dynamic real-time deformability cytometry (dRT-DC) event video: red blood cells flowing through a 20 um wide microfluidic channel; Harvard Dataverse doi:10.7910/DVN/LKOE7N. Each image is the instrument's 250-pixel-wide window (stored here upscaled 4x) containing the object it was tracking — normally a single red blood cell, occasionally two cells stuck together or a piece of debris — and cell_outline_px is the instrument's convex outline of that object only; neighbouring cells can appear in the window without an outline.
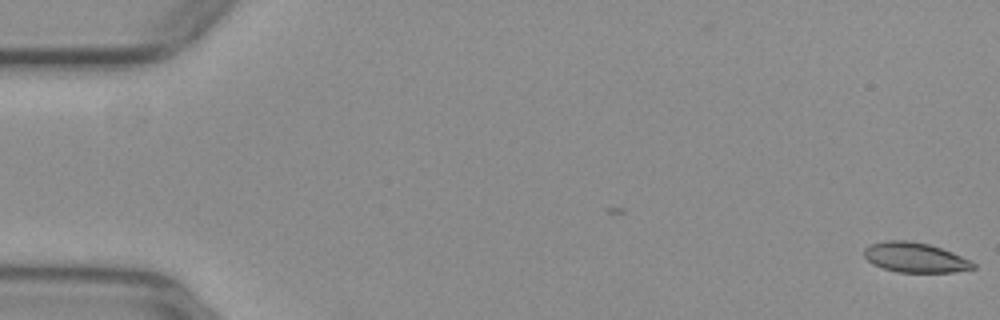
{"species": "common noctule bat (a hibernating species)", "species_latin": "Nyctalus noctula", "temperature_condition": "warm", "stored_images_in_passage": 44, "camera_frame_rate_fps": 3000, "um_per_image_px": 0.085, "animal": {"sex": "female", "body_mass_g": 29.2, "forearm_length_mm": 56.3}, "frame": {"image": 1, "passage_image": 1, "time_ms": 0.0, "image_size_px": [1000, 320], "cell_outline_px": [[976, 268], [952, 272], [896, 272], [872, 264], [864, 256], [864, 248], [872, 244], [888, 240], [908, 240], [928, 244], [952, 252], [972, 260], [976, 264]], "centroid_in_image_um": [77.8, 21.89], "position_along_channel_um": 7.2, "area_um2": 18.96}}
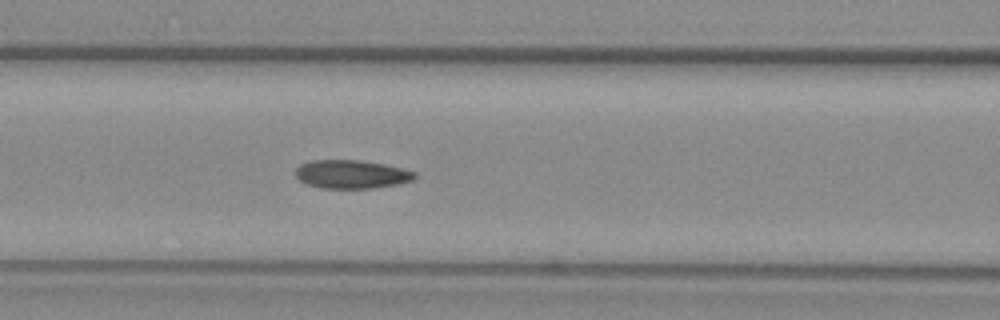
{"frame": {"image": 2, "passage_image": 23, "time_ms": 7.333, "image_size_px": [1000, 320], "cell_outline_px": [[416, 176], [412, 180], [400, 184], [372, 188], [320, 188], [304, 184], [296, 176], [296, 168], [300, 164], [312, 160], [360, 160], [384, 164], [416, 172]], "centroid_in_image_um": [29.86, 14.81], "position_along_channel_um": 136.7, "area_um2": 19.83}}
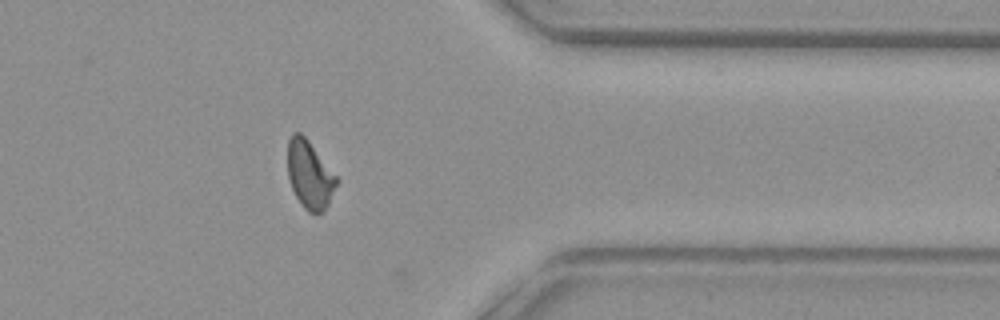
{"frame": {"image": 3, "passage_image": 43, "time_ms": 14.0, "image_size_px": [1000, 320], "cell_outline_px": [[340, 180], [324, 212], [308, 212], [300, 204], [292, 188], [288, 176], [288, 140], [292, 132], [300, 132], [308, 140]], "centroid_in_image_um": [26.33, 14.85], "position_along_channel_um": 385.1, "area_um2": 19.36}, "authors_computed_cell_mechanics": {"area_um2": 19.8832, "velocity_mm_per_s": 3.9407, "shape_relaxation_time_tau1_ms": null, "shape_relaxation_time_tau2_ms": 1.5302, "deformation_change_tau1": null, "deformation_change_tau2": 0.0609}}